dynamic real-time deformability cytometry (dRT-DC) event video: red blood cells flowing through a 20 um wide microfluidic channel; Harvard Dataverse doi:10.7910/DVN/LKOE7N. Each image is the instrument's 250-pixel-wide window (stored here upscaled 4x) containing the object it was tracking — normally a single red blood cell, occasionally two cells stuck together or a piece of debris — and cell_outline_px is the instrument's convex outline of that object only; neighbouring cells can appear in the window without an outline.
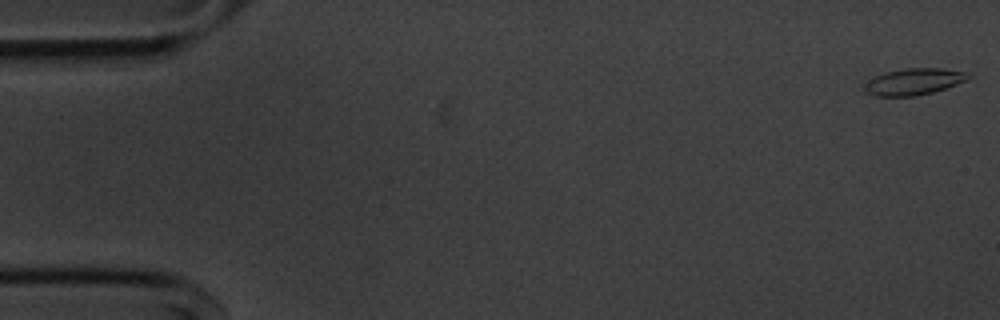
{"species": "common noctule bat (a hibernating species)", "species_latin": "Nyctalus noctula", "temperature_condition": "cold", "stored_images_in_passage": 55, "camera_frame_rate_fps": 3000, "um_per_image_px": 0.085, "animal": {"sex": "male", "body_mass_g": 20.1, "forearm_length_mm": 53.5}, "frame": {"image": 1, "passage_image": 1, "time_ms": 0.0, "image_size_px": [1000, 320], "cell_outline_px": [[972, 76], [968, 80], [932, 92], [916, 96], [872, 96], [864, 92], [864, 84], [868, 80], [876, 76], [888, 72], [908, 68], [940, 68], [972, 72]], "centroid_in_image_um": [77.7, 6.94], "position_along_channel_um": 7.3, "area_um2": 16.13}}
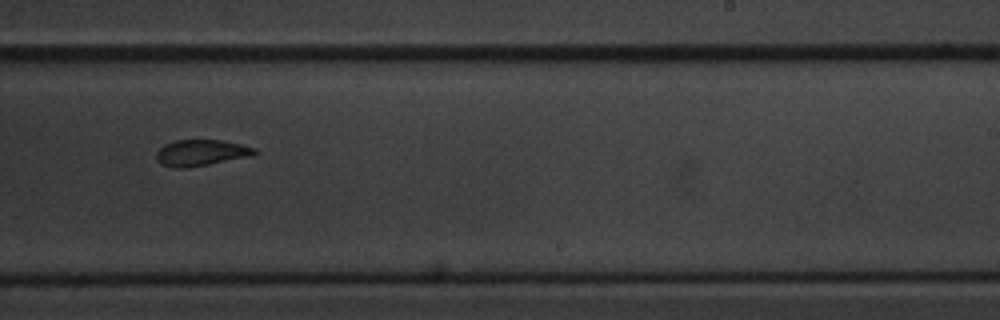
{"frame": {"image": 2, "passage_image": 34, "time_ms": 11.0, "image_size_px": [1000, 320], "cell_outline_px": [[256, 152], [252, 156], [208, 164], [180, 168], [176, 168], [160, 164], [156, 160], [156, 152], [164, 144], [176, 140], [220, 140], [240, 144], [256, 148]], "centroid_in_image_um": [17.06, 12.98], "position_along_channel_um": 271.9, "area_um2": 14.85}}
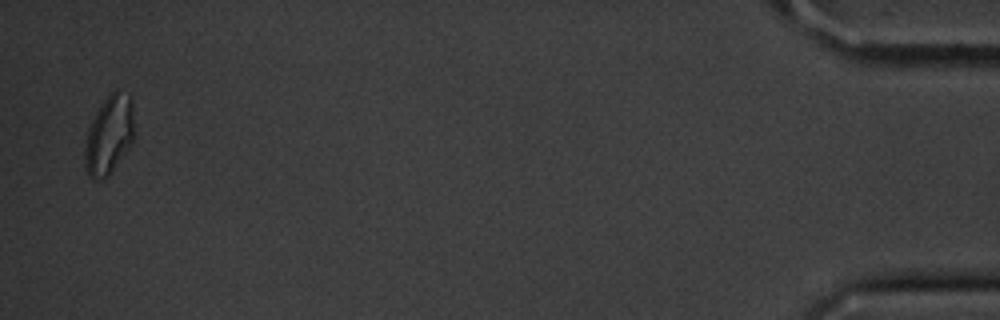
{"frame": {"image": 3, "passage_image": 54, "time_ms": 17.667, "image_size_px": [1000, 320], "cell_outline_px": [[136, 136], [132, 144], [112, 172], [104, 180], [92, 180], [88, 176], [84, 164], [84, 148], [88, 128], [96, 112], [104, 100], [116, 88], [132, 96]], "centroid_in_image_um": [9.31, 11.49], "position_along_channel_um": 425.9, "area_um2": 23.52}, "authors_computed_cell_mechanics": {"area_um2": 15.9528, "velocity_mm_per_s": 3.6256, "shape_relaxation_time_tau1_ms": 4.3644, "shape_relaxation_time_tau2_ms": 4.5328, "deformation_change_tau1": 0.1529, "deformation_change_tau2": 0.1024}}